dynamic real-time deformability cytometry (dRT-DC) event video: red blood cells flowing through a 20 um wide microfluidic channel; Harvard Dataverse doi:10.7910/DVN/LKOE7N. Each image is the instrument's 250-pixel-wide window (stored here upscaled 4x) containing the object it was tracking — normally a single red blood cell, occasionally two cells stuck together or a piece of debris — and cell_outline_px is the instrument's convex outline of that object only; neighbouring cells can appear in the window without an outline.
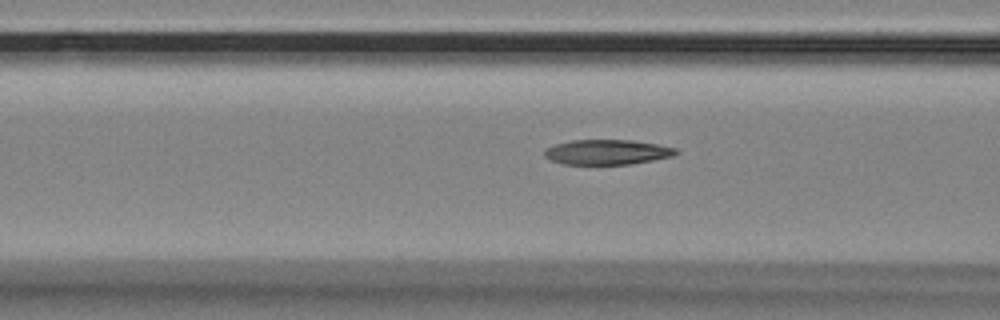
{"species": "Egyptian fruit bat (a non-hibernating species)", "species_latin": "Rousettus aegyptiacus", "temperature_condition": "room temperature", "stored_images_in_passage": 21, "camera_frame_rate_fps": 3000, "um_per_image_px": 0.085, "animal": {"sex": "female"}, "frame": {"image": 1, "passage_image": 18, "time_ms": 5.667, "image_size_px": [1000, 320], "cell_outline_px": [[680, 152], [672, 156], [652, 160], [628, 164], [564, 164], [552, 160], [544, 156], [544, 148], [556, 144], [572, 140], [632, 140], [656, 144], [676, 148]], "centroid_in_image_um": [51.59, 12.92], "position_along_channel_um": 115.0, "area_um2": 19.02}}